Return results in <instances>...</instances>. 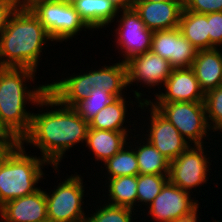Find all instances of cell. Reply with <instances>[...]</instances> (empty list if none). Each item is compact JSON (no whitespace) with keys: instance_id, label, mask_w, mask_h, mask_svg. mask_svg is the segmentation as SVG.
<instances>
[{"instance_id":"8fae6325","label":"cell","mask_w":222,"mask_h":222,"mask_svg":"<svg viewBox=\"0 0 222 222\" xmlns=\"http://www.w3.org/2000/svg\"><path fill=\"white\" fill-rule=\"evenodd\" d=\"M116 28V44L120 46L124 63L130 58L151 50L153 31L149 30L134 8L121 10Z\"/></svg>"},{"instance_id":"ba28073f","label":"cell","mask_w":222,"mask_h":222,"mask_svg":"<svg viewBox=\"0 0 222 222\" xmlns=\"http://www.w3.org/2000/svg\"><path fill=\"white\" fill-rule=\"evenodd\" d=\"M204 145H190L177 158L170 162L168 181L181 188L183 191L191 193L192 188H196L207 183V173L210 165L206 157ZM209 166V167H208Z\"/></svg>"},{"instance_id":"60d3db41","label":"cell","mask_w":222,"mask_h":222,"mask_svg":"<svg viewBox=\"0 0 222 222\" xmlns=\"http://www.w3.org/2000/svg\"><path fill=\"white\" fill-rule=\"evenodd\" d=\"M40 222H56V221L47 218L46 220H43V221H40Z\"/></svg>"},{"instance_id":"1f68e13d","label":"cell","mask_w":222,"mask_h":222,"mask_svg":"<svg viewBox=\"0 0 222 222\" xmlns=\"http://www.w3.org/2000/svg\"><path fill=\"white\" fill-rule=\"evenodd\" d=\"M184 9L201 14L222 12V0H183Z\"/></svg>"},{"instance_id":"8d00e7d4","label":"cell","mask_w":222,"mask_h":222,"mask_svg":"<svg viewBox=\"0 0 222 222\" xmlns=\"http://www.w3.org/2000/svg\"><path fill=\"white\" fill-rule=\"evenodd\" d=\"M0 138H14L0 122Z\"/></svg>"},{"instance_id":"277c9868","label":"cell","mask_w":222,"mask_h":222,"mask_svg":"<svg viewBox=\"0 0 222 222\" xmlns=\"http://www.w3.org/2000/svg\"><path fill=\"white\" fill-rule=\"evenodd\" d=\"M45 164L49 163L26 154L24 144L18 142L0 163V207L37 191L35 186L43 179Z\"/></svg>"},{"instance_id":"83f0119b","label":"cell","mask_w":222,"mask_h":222,"mask_svg":"<svg viewBox=\"0 0 222 222\" xmlns=\"http://www.w3.org/2000/svg\"><path fill=\"white\" fill-rule=\"evenodd\" d=\"M168 182V175L138 174L137 203L149 205Z\"/></svg>"},{"instance_id":"836d02e7","label":"cell","mask_w":222,"mask_h":222,"mask_svg":"<svg viewBox=\"0 0 222 222\" xmlns=\"http://www.w3.org/2000/svg\"><path fill=\"white\" fill-rule=\"evenodd\" d=\"M17 143L15 138H0V163Z\"/></svg>"},{"instance_id":"3957f363","label":"cell","mask_w":222,"mask_h":222,"mask_svg":"<svg viewBox=\"0 0 222 222\" xmlns=\"http://www.w3.org/2000/svg\"><path fill=\"white\" fill-rule=\"evenodd\" d=\"M35 73L25 67H0V122L18 142L31 126L33 113L26 111L27 103L36 105L48 92V83L28 89L26 81H34Z\"/></svg>"},{"instance_id":"e0dca14e","label":"cell","mask_w":222,"mask_h":222,"mask_svg":"<svg viewBox=\"0 0 222 222\" xmlns=\"http://www.w3.org/2000/svg\"><path fill=\"white\" fill-rule=\"evenodd\" d=\"M222 47L198 50L192 70L201 90L206 94L222 85Z\"/></svg>"},{"instance_id":"8992f818","label":"cell","mask_w":222,"mask_h":222,"mask_svg":"<svg viewBox=\"0 0 222 222\" xmlns=\"http://www.w3.org/2000/svg\"><path fill=\"white\" fill-rule=\"evenodd\" d=\"M143 101H149L191 145H204L203 139L211 131L204 102H152L144 98Z\"/></svg>"},{"instance_id":"9c48e42d","label":"cell","mask_w":222,"mask_h":222,"mask_svg":"<svg viewBox=\"0 0 222 222\" xmlns=\"http://www.w3.org/2000/svg\"><path fill=\"white\" fill-rule=\"evenodd\" d=\"M141 109L151 106L150 127L146 138L170 162L184 152L191 144L179 133L175 126L164 117L149 101L142 102V93L134 91Z\"/></svg>"},{"instance_id":"74e56055","label":"cell","mask_w":222,"mask_h":222,"mask_svg":"<svg viewBox=\"0 0 222 222\" xmlns=\"http://www.w3.org/2000/svg\"><path fill=\"white\" fill-rule=\"evenodd\" d=\"M163 1H183V0H135V2H163Z\"/></svg>"},{"instance_id":"d6a6232c","label":"cell","mask_w":222,"mask_h":222,"mask_svg":"<svg viewBox=\"0 0 222 222\" xmlns=\"http://www.w3.org/2000/svg\"><path fill=\"white\" fill-rule=\"evenodd\" d=\"M19 7L14 0H0V33L5 29L9 17Z\"/></svg>"},{"instance_id":"4316f807","label":"cell","mask_w":222,"mask_h":222,"mask_svg":"<svg viewBox=\"0 0 222 222\" xmlns=\"http://www.w3.org/2000/svg\"><path fill=\"white\" fill-rule=\"evenodd\" d=\"M114 99L115 97L109 92L95 88L83 101L77 103L73 108L89 123L101 109Z\"/></svg>"},{"instance_id":"9a60e30c","label":"cell","mask_w":222,"mask_h":222,"mask_svg":"<svg viewBox=\"0 0 222 222\" xmlns=\"http://www.w3.org/2000/svg\"><path fill=\"white\" fill-rule=\"evenodd\" d=\"M133 8L146 27L155 32L179 27L183 1L134 2Z\"/></svg>"},{"instance_id":"4fadbf2b","label":"cell","mask_w":222,"mask_h":222,"mask_svg":"<svg viewBox=\"0 0 222 222\" xmlns=\"http://www.w3.org/2000/svg\"><path fill=\"white\" fill-rule=\"evenodd\" d=\"M125 64L128 86L134 82L143 83L150 88L160 84L164 85L173 69L168 60L151 51L136 55L127 60Z\"/></svg>"},{"instance_id":"d4e9b609","label":"cell","mask_w":222,"mask_h":222,"mask_svg":"<svg viewBox=\"0 0 222 222\" xmlns=\"http://www.w3.org/2000/svg\"><path fill=\"white\" fill-rule=\"evenodd\" d=\"M135 147L139 174L168 175L170 161L164 157L147 139ZM146 143V144H145Z\"/></svg>"},{"instance_id":"f1b7e54d","label":"cell","mask_w":222,"mask_h":222,"mask_svg":"<svg viewBox=\"0 0 222 222\" xmlns=\"http://www.w3.org/2000/svg\"><path fill=\"white\" fill-rule=\"evenodd\" d=\"M99 206L96 212L86 216L85 222H133L132 215L135 214L134 210L129 207L114 206L106 203ZM134 214H133V213Z\"/></svg>"},{"instance_id":"ab89813d","label":"cell","mask_w":222,"mask_h":222,"mask_svg":"<svg viewBox=\"0 0 222 222\" xmlns=\"http://www.w3.org/2000/svg\"><path fill=\"white\" fill-rule=\"evenodd\" d=\"M19 6L23 5L24 0H14Z\"/></svg>"},{"instance_id":"ac0fdd59","label":"cell","mask_w":222,"mask_h":222,"mask_svg":"<svg viewBox=\"0 0 222 222\" xmlns=\"http://www.w3.org/2000/svg\"><path fill=\"white\" fill-rule=\"evenodd\" d=\"M90 71L83 75H71L48 84V92L62 105L74 107L92 92Z\"/></svg>"},{"instance_id":"7a4b0ae2","label":"cell","mask_w":222,"mask_h":222,"mask_svg":"<svg viewBox=\"0 0 222 222\" xmlns=\"http://www.w3.org/2000/svg\"><path fill=\"white\" fill-rule=\"evenodd\" d=\"M48 40L53 41L38 18L28 7L19 6L0 33V67L36 70Z\"/></svg>"},{"instance_id":"cb8c5ba5","label":"cell","mask_w":222,"mask_h":222,"mask_svg":"<svg viewBox=\"0 0 222 222\" xmlns=\"http://www.w3.org/2000/svg\"><path fill=\"white\" fill-rule=\"evenodd\" d=\"M108 204L134 209L137 204V176L108 178Z\"/></svg>"},{"instance_id":"7402d4cb","label":"cell","mask_w":222,"mask_h":222,"mask_svg":"<svg viewBox=\"0 0 222 222\" xmlns=\"http://www.w3.org/2000/svg\"><path fill=\"white\" fill-rule=\"evenodd\" d=\"M179 29L197 50L210 49L207 14L188 11L183 8Z\"/></svg>"},{"instance_id":"4dcf8cb0","label":"cell","mask_w":222,"mask_h":222,"mask_svg":"<svg viewBox=\"0 0 222 222\" xmlns=\"http://www.w3.org/2000/svg\"><path fill=\"white\" fill-rule=\"evenodd\" d=\"M210 49L222 46V12L207 14Z\"/></svg>"},{"instance_id":"d6986e66","label":"cell","mask_w":222,"mask_h":222,"mask_svg":"<svg viewBox=\"0 0 222 222\" xmlns=\"http://www.w3.org/2000/svg\"><path fill=\"white\" fill-rule=\"evenodd\" d=\"M130 131H111L88 128L86 147L93 151L95 161L103 163L127 145Z\"/></svg>"},{"instance_id":"52a82bcc","label":"cell","mask_w":222,"mask_h":222,"mask_svg":"<svg viewBox=\"0 0 222 222\" xmlns=\"http://www.w3.org/2000/svg\"><path fill=\"white\" fill-rule=\"evenodd\" d=\"M68 177L58 184L52 194L45 192L47 218L56 222H85L83 179L77 174Z\"/></svg>"},{"instance_id":"30bf717a","label":"cell","mask_w":222,"mask_h":222,"mask_svg":"<svg viewBox=\"0 0 222 222\" xmlns=\"http://www.w3.org/2000/svg\"><path fill=\"white\" fill-rule=\"evenodd\" d=\"M198 205V200L191 199L190 193L168 181L147 207L149 208L148 214L154 221L171 222L190 215H197Z\"/></svg>"},{"instance_id":"ffe728a7","label":"cell","mask_w":222,"mask_h":222,"mask_svg":"<svg viewBox=\"0 0 222 222\" xmlns=\"http://www.w3.org/2000/svg\"><path fill=\"white\" fill-rule=\"evenodd\" d=\"M70 2L84 23L93 30L102 29L114 22L121 11L110 0H70Z\"/></svg>"},{"instance_id":"e575fe53","label":"cell","mask_w":222,"mask_h":222,"mask_svg":"<svg viewBox=\"0 0 222 222\" xmlns=\"http://www.w3.org/2000/svg\"><path fill=\"white\" fill-rule=\"evenodd\" d=\"M120 10L133 8L135 0H110Z\"/></svg>"},{"instance_id":"5b68a950","label":"cell","mask_w":222,"mask_h":222,"mask_svg":"<svg viewBox=\"0 0 222 222\" xmlns=\"http://www.w3.org/2000/svg\"><path fill=\"white\" fill-rule=\"evenodd\" d=\"M23 5L38 18L53 41L68 40L83 28L90 30L70 1H24Z\"/></svg>"},{"instance_id":"2e32d148","label":"cell","mask_w":222,"mask_h":222,"mask_svg":"<svg viewBox=\"0 0 222 222\" xmlns=\"http://www.w3.org/2000/svg\"><path fill=\"white\" fill-rule=\"evenodd\" d=\"M3 222H40L47 219L45 191L40 188L26 196L13 199L0 207Z\"/></svg>"},{"instance_id":"44dd1931","label":"cell","mask_w":222,"mask_h":222,"mask_svg":"<svg viewBox=\"0 0 222 222\" xmlns=\"http://www.w3.org/2000/svg\"><path fill=\"white\" fill-rule=\"evenodd\" d=\"M90 82L92 89L105 90L115 98L124 97L122 91L128 86L126 64L121 61L112 66L90 70Z\"/></svg>"},{"instance_id":"f546056e","label":"cell","mask_w":222,"mask_h":222,"mask_svg":"<svg viewBox=\"0 0 222 222\" xmlns=\"http://www.w3.org/2000/svg\"><path fill=\"white\" fill-rule=\"evenodd\" d=\"M205 112L208 124L213 130H222V85L210 90L204 97ZM211 121V122H210ZM212 124V125H211Z\"/></svg>"},{"instance_id":"d590c367","label":"cell","mask_w":222,"mask_h":222,"mask_svg":"<svg viewBox=\"0 0 222 222\" xmlns=\"http://www.w3.org/2000/svg\"><path fill=\"white\" fill-rule=\"evenodd\" d=\"M197 216L198 215H190L181 219L173 220L171 222H197V218H199V216Z\"/></svg>"},{"instance_id":"f35d334b","label":"cell","mask_w":222,"mask_h":222,"mask_svg":"<svg viewBox=\"0 0 222 222\" xmlns=\"http://www.w3.org/2000/svg\"><path fill=\"white\" fill-rule=\"evenodd\" d=\"M24 1H70V0H24Z\"/></svg>"},{"instance_id":"5bb4252c","label":"cell","mask_w":222,"mask_h":222,"mask_svg":"<svg viewBox=\"0 0 222 222\" xmlns=\"http://www.w3.org/2000/svg\"><path fill=\"white\" fill-rule=\"evenodd\" d=\"M164 87L165 93H156L154 102H204L205 94L191 67L172 69Z\"/></svg>"},{"instance_id":"603a6c76","label":"cell","mask_w":222,"mask_h":222,"mask_svg":"<svg viewBox=\"0 0 222 222\" xmlns=\"http://www.w3.org/2000/svg\"><path fill=\"white\" fill-rule=\"evenodd\" d=\"M126 98H115L106 107L101 109L96 116L88 123L89 128L111 131H128L123 127L127 110Z\"/></svg>"},{"instance_id":"6da1fadb","label":"cell","mask_w":222,"mask_h":222,"mask_svg":"<svg viewBox=\"0 0 222 222\" xmlns=\"http://www.w3.org/2000/svg\"><path fill=\"white\" fill-rule=\"evenodd\" d=\"M36 106L40 108L47 106L52 110L33 113L30 129L20 143H30L40 149L41 158L58 170L59 162L63 159L66 150L68 151L77 143L86 142L89 124L73 107L62 105L49 92Z\"/></svg>"},{"instance_id":"7c38bea8","label":"cell","mask_w":222,"mask_h":222,"mask_svg":"<svg viewBox=\"0 0 222 222\" xmlns=\"http://www.w3.org/2000/svg\"><path fill=\"white\" fill-rule=\"evenodd\" d=\"M150 51L168 60L173 69L191 67L198 52L184 37L179 27L155 31Z\"/></svg>"},{"instance_id":"484cf974","label":"cell","mask_w":222,"mask_h":222,"mask_svg":"<svg viewBox=\"0 0 222 222\" xmlns=\"http://www.w3.org/2000/svg\"><path fill=\"white\" fill-rule=\"evenodd\" d=\"M127 147V148H126ZM107 178L118 176H137L139 174L138 161L132 146L125 145L113 157L104 162ZM109 174V175H108Z\"/></svg>"}]
</instances>
